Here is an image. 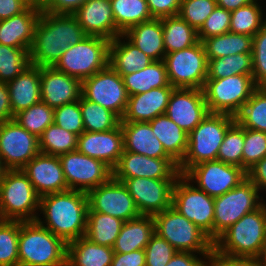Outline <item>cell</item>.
Wrapping results in <instances>:
<instances>
[{
	"instance_id": "28",
	"label": "cell",
	"mask_w": 266,
	"mask_h": 266,
	"mask_svg": "<svg viewBox=\"0 0 266 266\" xmlns=\"http://www.w3.org/2000/svg\"><path fill=\"white\" fill-rule=\"evenodd\" d=\"M12 115H16L41 101L40 67L29 65L15 79L7 83Z\"/></svg>"
},
{
	"instance_id": "33",
	"label": "cell",
	"mask_w": 266,
	"mask_h": 266,
	"mask_svg": "<svg viewBox=\"0 0 266 266\" xmlns=\"http://www.w3.org/2000/svg\"><path fill=\"white\" fill-rule=\"evenodd\" d=\"M154 136L162 143L165 152L179 164L186 153L188 134L166 114L158 115L150 122Z\"/></svg>"
},
{
	"instance_id": "64",
	"label": "cell",
	"mask_w": 266,
	"mask_h": 266,
	"mask_svg": "<svg viewBox=\"0 0 266 266\" xmlns=\"http://www.w3.org/2000/svg\"><path fill=\"white\" fill-rule=\"evenodd\" d=\"M7 171H8V169L6 168V166L3 163L2 158L0 157V185H1V182L3 181V179H4V176H5Z\"/></svg>"
},
{
	"instance_id": "43",
	"label": "cell",
	"mask_w": 266,
	"mask_h": 266,
	"mask_svg": "<svg viewBox=\"0 0 266 266\" xmlns=\"http://www.w3.org/2000/svg\"><path fill=\"white\" fill-rule=\"evenodd\" d=\"M40 153L60 156L62 154L77 150L78 136L51 124L38 137Z\"/></svg>"
},
{
	"instance_id": "62",
	"label": "cell",
	"mask_w": 266,
	"mask_h": 266,
	"mask_svg": "<svg viewBox=\"0 0 266 266\" xmlns=\"http://www.w3.org/2000/svg\"><path fill=\"white\" fill-rule=\"evenodd\" d=\"M255 0H216L217 6L226 9L227 11H234L242 6L248 5Z\"/></svg>"
},
{
	"instance_id": "57",
	"label": "cell",
	"mask_w": 266,
	"mask_h": 266,
	"mask_svg": "<svg viewBox=\"0 0 266 266\" xmlns=\"http://www.w3.org/2000/svg\"><path fill=\"white\" fill-rule=\"evenodd\" d=\"M111 266H146L144 249L130 253H114Z\"/></svg>"
},
{
	"instance_id": "15",
	"label": "cell",
	"mask_w": 266,
	"mask_h": 266,
	"mask_svg": "<svg viewBox=\"0 0 266 266\" xmlns=\"http://www.w3.org/2000/svg\"><path fill=\"white\" fill-rule=\"evenodd\" d=\"M184 176L209 196L216 198L238 186L247 178V172L224 162L204 161L191 167Z\"/></svg>"
},
{
	"instance_id": "30",
	"label": "cell",
	"mask_w": 266,
	"mask_h": 266,
	"mask_svg": "<svg viewBox=\"0 0 266 266\" xmlns=\"http://www.w3.org/2000/svg\"><path fill=\"white\" fill-rule=\"evenodd\" d=\"M155 234V224L152 215L139 217L123 223L120 233L113 246L114 253H130L145 249L151 237Z\"/></svg>"
},
{
	"instance_id": "24",
	"label": "cell",
	"mask_w": 266,
	"mask_h": 266,
	"mask_svg": "<svg viewBox=\"0 0 266 266\" xmlns=\"http://www.w3.org/2000/svg\"><path fill=\"white\" fill-rule=\"evenodd\" d=\"M72 15L89 36L111 41L121 35L115 25L110 0H86Z\"/></svg>"
},
{
	"instance_id": "40",
	"label": "cell",
	"mask_w": 266,
	"mask_h": 266,
	"mask_svg": "<svg viewBox=\"0 0 266 266\" xmlns=\"http://www.w3.org/2000/svg\"><path fill=\"white\" fill-rule=\"evenodd\" d=\"M259 0L231 12L230 32L254 36L266 23V14Z\"/></svg>"
},
{
	"instance_id": "56",
	"label": "cell",
	"mask_w": 266,
	"mask_h": 266,
	"mask_svg": "<svg viewBox=\"0 0 266 266\" xmlns=\"http://www.w3.org/2000/svg\"><path fill=\"white\" fill-rule=\"evenodd\" d=\"M86 0H48L42 9L53 14L72 15Z\"/></svg>"
},
{
	"instance_id": "14",
	"label": "cell",
	"mask_w": 266,
	"mask_h": 266,
	"mask_svg": "<svg viewBox=\"0 0 266 266\" xmlns=\"http://www.w3.org/2000/svg\"><path fill=\"white\" fill-rule=\"evenodd\" d=\"M68 189L88 193L113 177V170L104 162L78 150L58 156Z\"/></svg>"
},
{
	"instance_id": "16",
	"label": "cell",
	"mask_w": 266,
	"mask_h": 266,
	"mask_svg": "<svg viewBox=\"0 0 266 266\" xmlns=\"http://www.w3.org/2000/svg\"><path fill=\"white\" fill-rule=\"evenodd\" d=\"M39 150V139L14 119L0 124V157L8 170H21Z\"/></svg>"
},
{
	"instance_id": "5",
	"label": "cell",
	"mask_w": 266,
	"mask_h": 266,
	"mask_svg": "<svg viewBox=\"0 0 266 266\" xmlns=\"http://www.w3.org/2000/svg\"><path fill=\"white\" fill-rule=\"evenodd\" d=\"M236 121L228 114L209 113L201 123L188 134V146L178 170L184 175L191 167L204 161L217 160L218 150L226 131Z\"/></svg>"
},
{
	"instance_id": "35",
	"label": "cell",
	"mask_w": 266,
	"mask_h": 266,
	"mask_svg": "<svg viewBox=\"0 0 266 266\" xmlns=\"http://www.w3.org/2000/svg\"><path fill=\"white\" fill-rule=\"evenodd\" d=\"M165 52L189 48L199 42L198 31L179 15L161 18Z\"/></svg>"
},
{
	"instance_id": "31",
	"label": "cell",
	"mask_w": 266,
	"mask_h": 266,
	"mask_svg": "<svg viewBox=\"0 0 266 266\" xmlns=\"http://www.w3.org/2000/svg\"><path fill=\"white\" fill-rule=\"evenodd\" d=\"M123 35L154 61L164 59L166 52L161 19L153 18L150 21L139 23L128 29Z\"/></svg>"
},
{
	"instance_id": "58",
	"label": "cell",
	"mask_w": 266,
	"mask_h": 266,
	"mask_svg": "<svg viewBox=\"0 0 266 266\" xmlns=\"http://www.w3.org/2000/svg\"><path fill=\"white\" fill-rule=\"evenodd\" d=\"M208 255L177 251L166 266H204Z\"/></svg>"
},
{
	"instance_id": "38",
	"label": "cell",
	"mask_w": 266,
	"mask_h": 266,
	"mask_svg": "<svg viewBox=\"0 0 266 266\" xmlns=\"http://www.w3.org/2000/svg\"><path fill=\"white\" fill-rule=\"evenodd\" d=\"M117 30L124 34L131 27L152 20L146 0H110Z\"/></svg>"
},
{
	"instance_id": "36",
	"label": "cell",
	"mask_w": 266,
	"mask_h": 266,
	"mask_svg": "<svg viewBox=\"0 0 266 266\" xmlns=\"http://www.w3.org/2000/svg\"><path fill=\"white\" fill-rule=\"evenodd\" d=\"M207 60L221 58L237 53H252L253 36L225 33L202 41Z\"/></svg>"
},
{
	"instance_id": "8",
	"label": "cell",
	"mask_w": 266,
	"mask_h": 266,
	"mask_svg": "<svg viewBox=\"0 0 266 266\" xmlns=\"http://www.w3.org/2000/svg\"><path fill=\"white\" fill-rule=\"evenodd\" d=\"M109 44V39L87 35L63 52L53 67L82 81L109 65Z\"/></svg>"
},
{
	"instance_id": "50",
	"label": "cell",
	"mask_w": 266,
	"mask_h": 266,
	"mask_svg": "<svg viewBox=\"0 0 266 266\" xmlns=\"http://www.w3.org/2000/svg\"><path fill=\"white\" fill-rule=\"evenodd\" d=\"M54 124L79 136L85 129L79 100L54 108Z\"/></svg>"
},
{
	"instance_id": "19",
	"label": "cell",
	"mask_w": 266,
	"mask_h": 266,
	"mask_svg": "<svg viewBox=\"0 0 266 266\" xmlns=\"http://www.w3.org/2000/svg\"><path fill=\"white\" fill-rule=\"evenodd\" d=\"M178 164L172 158H150L123 151L113 169V178L122 182L129 178L177 179L180 175Z\"/></svg>"
},
{
	"instance_id": "46",
	"label": "cell",
	"mask_w": 266,
	"mask_h": 266,
	"mask_svg": "<svg viewBox=\"0 0 266 266\" xmlns=\"http://www.w3.org/2000/svg\"><path fill=\"white\" fill-rule=\"evenodd\" d=\"M244 128L235 121L226 131L217 160L243 168Z\"/></svg>"
},
{
	"instance_id": "66",
	"label": "cell",
	"mask_w": 266,
	"mask_h": 266,
	"mask_svg": "<svg viewBox=\"0 0 266 266\" xmlns=\"http://www.w3.org/2000/svg\"><path fill=\"white\" fill-rule=\"evenodd\" d=\"M30 5L36 6V0H26Z\"/></svg>"
},
{
	"instance_id": "59",
	"label": "cell",
	"mask_w": 266,
	"mask_h": 266,
	"mask_svg": "<svg viewBox=\"0 0 266 266\" xmlns=\"http://www.w3.org/2000/svg\"><path fill=\"white\" fill-rule=\"evenodd\" d=\"M247 178L258 188L260 193L266 191V157L247 171Z\"/></svg>"
},
{
	"instance_id": "61",
	"label": "cell",
	"mask_w": 266,
	"mask_h": 266,
	"mask_svg": "<svg viewBox=\"0 0 266 266\" xmlns=\"http://www.w3.org/2000/svg\"><path fill=\"white\" fill-rule=\"evenodd\" d=\"M13 118L7 83L0 82V124Z\"/></svg>"
},
{
	"instance_id": "54",
	"label": "cell",
	"mask_w": 266,
	"mask_h": 266,
	"mask_svg": "<svg viewBox=\"0 0 266 266\" xmlns=\"http://www.w3.org/2000/svg\"><path fill=\"white\" fill-rule=\"evenodd\" d=\"M204 266H259V263L257 258L228 256L213 248L205 258Z\"/></svg>"
},
{
	"instance_id": "26",
	"label": "cell",
	"mask_w": 266,
	"mask_h": 266,
	"mask_svg": "<svg viewBox=\"0 0 266 266\" xmlns=\"http://www.w3.org/2000/svg\"><path fill=\"white\" fill-rule=\"evenodd\" d=\"M174 89L173 86H165L129 96L121 122H150L158 115L165 114Z\"/></svg>"
},
{
	"instance_id": "25",
	"label": "cell",
	"mask_w": 266,
	"mask_h": 266,
	"mask_svg": "<svg viewBox=\"0 0 266 266\" xmlns=\"http://www.w3.org/2000/svg\"><path fill=\"white\" fill-rule=\"evenodd\" d=\"M42 7L29 5L23 12L0 20V44L30 51Z\"/></svg>"
},
{
	"instance_id": "18",
	"label": "cell",
	"mask_w": 266,
	"mask_h": 266,
	"mask_svg": "<svg viewBox=\"0 0 266 266\" xmlns=\"http://www.w3.org/2000/svg\"><path fill=\"white\" fill-rule=\"evenodd\" d=\"M177 179L129 178L122 182L141 215H155L172 206V193Z\"/></svg>"
},
{
	"instance_id": "10",
	"label": "cell",
	"mask_w": 266,
	"mask_h": 266,
	"mask_svg": "<svg viewBox=\"0 0 266 266\" xmlns=\"http://www.w3.org/2000/svg\"><path fill=\"white\" fill-rule=\"evenodd\" d=\"M258 188L246 178L238 186L214 198L213 242L242 216L262 205Z\"/></svg>"
},
{
	"instance_id": "2",
	"label": "cell",
	"mask_w": 266,
	"mask_h": 266,
	"mask_svg": "<svg viewBox=\"0 0 266 266\" xmlns=\"http://www.w3.org/2000/svg\"><path fill=\"white\" fill-rule=\"evenodd\" d=\"M87 211V193L69 189L41 196L36 221L68 244L85 236Z\"/></svg>"
},
{
	"instance_id": "4",
	"label": "cell",
	"mask_w": 266,
	"mask_h": 266,
	"mask_svg": "<svg viewBox=\"0 0 266 266\" xmlns=\"http://www.w3.org/2000/svg\"><path fill=\"white\" fill-rule=\"evenodd\" d=\"M266 240V209H258L242 216L215 242L214 248L233 257L257 258Z\"/></svg>"
},
{
	"instance_id": "22",
	"label": "cell",
	"mask_w": 266,
	"mask_h": 266,
	"mask_svg": "<svg viewBox=\"0 0 266 266\" xmlns=\"http://www.w3.org/2000/svg\"><path fill=\"white\" fill-rule=\"evenodd\" d=\"M77 150L86 156L104 162L113 170L124 151L121 124L105 132L84 131L78 136Z\"/></svg>"
},
{
	"instance_id": "39",
	"label": "cell",
	"mask_w": 266,
	"mask_h": 266,
	"mask_svg": "<svg viewBox=\"0 0 266 266\" xmlns=\"http://www.w3.org/2000/svg\"><path fill=\"white\" fill-rule=\"evenodd\" d=\"M83 126L87 132H105L120 125L121 119L110 110L80 96Z\"/></svg>"
},
{
	"instance_id": "21",
	"label": "cell",
	"mask_w": 266,
	"mask_h": 266,
	"mask_svg": "<svg viewBox=\"0 0 266 266\" xmlns=\"http://www.w3.org/2000/svg\"><path fill=\"white\" fill-rule=\"evenodd\" d=\"M21 170L40 197L69 190L58 156L39 153Z\"/></svg>"
},
{
	"instance_id": "37",
	"label": "cell",
	"mask_w": 266,
	"mask_h": 266,
	"mask_svg": "<svg viewBox=\"0 0 266 266\" xmlns=\"http://www.w3.org/2000/svg\"><path fill=\"white\" fill-rule=\"evenodd\" d=\"M124 221L99 212H87L85 236L92 243L113 247Z\"/></svg>"
},
{
	"instance_id": "6",
	"label": "cell",
	"mask_w": 266,
	"mask_h": 266,
	"mask_svg": "<svg viewBox=\"0 0 266 266\" xmlns=\"http://www.w3.org/2000/svg\"><path fill=\"white\" fill-rule=\"evenodd\" d=\"M40 196L22 170H8L0 185V220L36 221Z\"/></svg>"
},
{
	"instance_id": "52",
	"label": "cell",
	"mask_w": 266,
	"mask_h": 266,
	"mask_svg": "<svg viewBox=\"0 0 266 266\" xmlns=\"http://www.w3.org/2000/svg\"><path fill=\"white\" fill-rule=\"evenodd\" d=\"M231 12L216 6L204 24L198 30L199 41L212 36L222 35L230 32Z\"/></svg>"
},
{
	"instance_id": "45",
	"label": "cell",
	"mask_w": 266,
	"mask_h": 266,
	"mask_svg": "<svg viewBox=\"0 0 266 266\" xmlns=\"http://www.w3.org/2000/svg\"><path fill=\"white\" fill-rule=\"evenodd\" d=\"M29 65V50L0 44V82H10Z\"/></svg>"
},
{
	"instance_id": "53",
	"label": "cell",
	"mask_w": 266,
	"mask_h": 266,
	"mask_svg": "<svg viewBox=\"0 0 266 266\" xmlns=\"http://www.w3.org/2000/svg\"><path fill=\"white\" fill-rule=\"evenodd\" d=\"M146 266H166L177 250L156 233L145 247Z\"/></svg>"
},
{
	"instance_id": "55",
	"label": "cell",
	"mask_w": 266,
	"mask_h": 266,
	"mask_svg": "<svg viewBox=\"0 0 266 266\" xmlns=\"http://www.w3.org/2000/svg\"><path fill=\"white\" fill-rule=\"evenodd\" d=\"M152 18L176 16L180 10L181 0H146Z\"/></svg>"
},
{
	"instance_id": "20",
	"label": "cell",
	"mask_w": 266,
	"mask_h": 266,
	"mask_svg": "<svg viewBox=\"0 0 266 266\" xmlns=\"http://www.w3.org/2000/svg\"><path fill=\"white\" fill-rule=\"evenodd\" d=\"M165 114L189 134L209 114L203 89L175 88Z\"/></svg>"
},
{
	"instance_id": "11",
	"label": "cell",
	"mask_w": 266,
	"mask_h": 266,
	"mask_svg": "<svg viewBox=\"0 0 266 266\" xmlns=\"http://www.w3.org/2000/svg\"><path fill=\"white\" fill-rule=\"evenodd\" d=\"M169 83L174 88L203 89L208 76V60L203 43L164 56Z\"/></svg>"
},
{
	"instance_id": "7",
	"label": "cell",
	"mask_w": 266,
	"mask_h": 266,
	"mask_svg": "<svg viewBox=\"0 0 266 266\" xmlns=\"http://www.w3.org/2000/svg\"><path fill=\"white\" fill-rule=\"evenodd\" d=\"M155 233L177 251L209 254L214 242L192 221L172 206L153 215Z\"/></svg>"
},
{
	"instance_id": "51",
	"label": "cell",
	"mask_w": 266,
	"mask_h": 266,
	"mask_svg": "<svg viewBox=\"0 0 266 266\" xmlns=\"http://www.w3.org/2000/svg\"><path fill=\"white\" fill-rule=\"evenodd\" d=\"M252 77L257 86H266V23L253 36Z\"/></svg>"
},
{
	"instance_id": "42",
	"label": "cell",
	"mask_w": 266,
	"mask_h": 266,
	"mask_svg": "<svg viewBox=\"0 0 266 266\" xmlns=\"http://www.w3.org/2000/svg\"><path fill=\"white\" fill-rule=\"evenodd\" d=\"M236 121L247 129L266 133V86H258L244 104Z\"/></svg>"
},
{
	"instance_id": "41",
	"label": "cell",
	"mask_w": 266,
	"mask_h": 266,
	"mask_svg": "<svg viewBox=\"0 0 266 266\" xmlns=\"http://www.w3.org/2000/svg\"><path fill=\"white\" fill-rule=\"evenodd\" d=\"M252 53H237L208 61L207 79L226 78L234 75H252Z\"/></svg>"
},
{
	"instance_id": "34",
	"label": "cell",
	"mask_w": 266,
	"mask_h": 266,
	"mask_svg": "<svg viewBox=\"0 0 266 266\" xmlns=\"http://www.w3.org/2000/svg\"><path fill=\"white\" fill-rule=\"evenodd\" d=\"M128 96L142 94L153 88L172 86L164 61H153L145 68L123 77Z\"/></svg>"
},
{
	"instance_id": "29",
	"label": "cell",
	"mask_w": 266,
	"mask_h": 266,
	"mask_svg": "<svg viewBox=\"0 0 266 266\" xmlns=\"http://www.w3.org/2000/svg\"><path fill=\"white\" fill-rule=\"evenodd\" d=\"M154 60L132 44L123 34L110 41L109 65L121 76L148 66Z\"/></svg>"
},
{
	"instance_id": "49",
	"label": "cell",
	"mask_w": 266,
	"mask_h": 266,
	"mask_svg": "<svg viewBox=\"0 0 266 266\" xmlns=\"http://www.w3.org/2000/svg\"><path fill=\"white\" fill-rule=\"evenodd\" d=\"M243 169L247 172L266 157V133L244 128Z\"/></svg>"
},
{
	"instance_id": "44",
	"label": "cell",
	"mask_w": 266,
	"mask_h": 266,
	"mask_svg": "<svg viewBox=\"0 0 266 266\" xmlns=\"http://www.w3.org/2000/svg\"><path fill=\"white\" fill-rule=\"evenodd\" d=\"M14 121L39 137L54 121V108L40 101L14 115Z\"/></svg>"
},
{
	"instance_id": "48",
	"label": "cell",
	"mask_w": 266,
	"mask_h": 266,
	"mask_svg": "<svg viewBox=\"0 0 266 266\" xmlns=\"http://www.w3.org/2000/svg\"><path fill=\"white\" fill-rule=\"evenodd\" d=\"M216 6V0H181L178 15L198 31Z\"/></svg>"
},
{
	"instance_id": "32",
	"label": "cell",
	"mask_w": 266,
	"mask_h": 266,
	"mask_svg": "<svg viewBox=\"0 0 266 266\" xmlns=\"http://www.w3.org/2000/svg\"><path fill=\"white\" fill-rule=\"evenodd\" d=\"M113 255V247L81 237L67 244L66 266H111Z\"/></svg>"
},
{
	"instance_id": "13",
	"label": "cell",
	"mask_w": 266,
	"mask_h": 266,
	"mask_svg": "<svg viewBox=\"0 0 266 266\" xmlns=\"http://www.w3.org/2000/svg\"><path fill=\"white\" fill-rule=\"evenodd\" d=\"M81 96L110 110L120 119L125 114L129 97L123 78L110 65L81 81Z\"/></svg>"
},
{
	"instance_id": "9",
	"label": "cell",
	"mask_w": 266,
	"mask_h": 266,
	"mask_svg": "<svg viewBox=\"0 0 266 266\" xmlns=\"http://www.w3.org/2000/svg\"><path fill=\"white\" fill-rule=\"evenodd\" d=\"M257 87L252 75L206 79L203 92L209 113L236 117Z\"/></svg>"
},
{
	"instance_id": "60",
	"label": "cell",
	"mask_w": 266,
	"mask_h": 266,
	"mask_svg": "<svg viewBox=\"0 0 266 266\" xmlns=\"http://www.w3.org/2000/svg\"><path fill=\"white\" fill-rule=\"evenodd\" d=\"M29 5L26 0H0V20L20 14Z\"/></svg>"
},
{
	"instance_id": "27",
	"label": "cell",
	"mask_w": 266,
	"mask_h": 266,
	"mask_svg": "<svg viewBox=\"0 0 266 266\" xmlns=\"http://www.w3.org/2000/svg\"><path fill=\"white\" fill-rule=\"evenodd\" d=\"M124 151L150 158H171L152 131L149 122H120Z\"/></svg>"
},
{
	"instance_id": "47",
	"label": "cell",
	"mask_w": 266,
	"mask_h": 266,
	"mask_svg": "<svg viewBox=\"0 0 266 266\" xmlns=\"http://www.w3.org/2000/svg\"><path fill=\"white\" fill-rule=\"evenodd\" d=\"M19 221L0 220V266H19Z\"/></svg>"
},
{
	"instance_id": "17",
	"label": "cell",
	"mask_w": 266,
	"mask_h": 266,
	"mask_svg": "<svg viewBox=\"0 0 266 266\" xmlns=\"http://www.w3.org/2000/svg\"><path fill=\"white\" fill-rule=\"evenodd\" d=\"M87 197V212L104 213L124 222L141 215L127 187L113 177L107 183L90 190Z\"/></svg>"
},
{
	"instance_id": "12",
	"label": "cell",
	"mask_w": 266,
	"mask_h": 266,
	"mask_svg": "<svg viewBox=\"0 0 266 266\" xmlns=\"http://www.w3.org/2000/svg\"><path fill=\"white\" fill-rule=\"evenodd\" d=\"M172 207L213 241L214 198L198 189L182 174L173 187Z\"/></svg>"
},
{
	"instance_id": "3",
	"label": "cell",
	"mask_w": 266,
	"mask_h": 266,
	"mask_svg": "<svg viewBox=\"0 0 266 266\" xmlns=\"http://www.w3.org/2000/svg\"><path fill=\"white\" fill-rule=\"evenodd\" d=\"M67 244L37 221H19V266H66Z\"/></svg>"
},
{
	"instance_id": "23",
	"label": "cell",
	"mask_w": 266,
	"mask_h": 266,
	"mask_svg": "<svg viewBox=\"0 0 266 266\" xmlns=\"http://www.w3.org/2000/svg\"><path fill=\"white\" fill-rule=\"evenodd\" d=\"M40 96L52 108L75 102L81 96V81L54 67H40Z\"/></svg>"
},
{
	"instance_id": "1",
	"label": "cell",
	"mask_w": 266,
	"mask_h": 266,
	"mask_svg": "<svg viewBox=\"0 0 266 266\" xmlns=\"http://www.w3.org/2000/svg\"><path fill=\"white\" fill-rule=\"evenodd\" d=\"M86 36L73 15L53 14L42 9L29 51L31 65L53 67L63 52Z\"/></svg>"
},
{
	"instance_id": "65",
	"label": "cell",
	"mask_w": 266,
	"mask_h": 266,
	"mask_svg": "<svg viewBox=\"0 0 266 266\" xmlns=\"http://www.w3.org/2000/svg\"><path fill=\"white\" fill-rule=\"evenodd\" d=\"M48 0H36V6L42 7Z\"/></svg>"
},
{
	"instance_id": "67",
	"label": "cell",
	"mask_w": 266,
	"mask_h": 266,
	"mask_svg": "<svg viewBox=\"0 0 266 266\" xmlns=\"http://www.w3.org/2000/svg\"><path fill=\"white\" fill-rule=\"evenodd\" d=\"M266 193V191H265ZM264 197L262 196V206L266 209V202H265V199H263Z\"/></svg>"
},
{
	"instance_id": "63",
	"label": "cell",
	"mask_w": 266,
	"mask_h": 266,
	"mask_svg": "<svg viewBox=\"0 0 266 266\" xmlns=\"http://www.w3.org/2000/svg\"><path fill=\"white\" fill-rule=\"evenodd\" d=\"M259 266H266V240L262 246V250L259 254V256L257 257Z\"/></svg>"
}]
</instances>
